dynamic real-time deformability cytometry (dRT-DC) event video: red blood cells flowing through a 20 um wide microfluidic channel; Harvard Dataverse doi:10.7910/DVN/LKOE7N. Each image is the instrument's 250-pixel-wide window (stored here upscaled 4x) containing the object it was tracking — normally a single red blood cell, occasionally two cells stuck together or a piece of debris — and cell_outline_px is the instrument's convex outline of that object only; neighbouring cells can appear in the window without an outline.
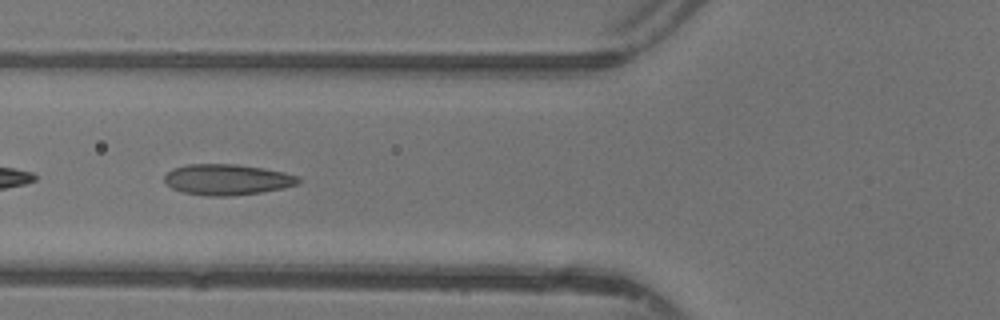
{"species": "common noctule bat (a hibernating species)", "species_latin": "Nyctalus noctula", "temperature_condition": "warm", "stored_images_in_passage": 26, "camera_frame_rate_fps": 3000, "um_per_image_px": 0.085, "animal": {"sex": "female"}, "frame": {"image": 1, "passage_image": 18, "time_ms": 5.667, "image_size_px": [1000, 320], "cell_outline_px": [[300, 184], [284, 188], [260, 192], [228, 196], [208, 196], [184, 192], [172, 188], [164, 180], [164, 176], [172, 168], [188, 164], [236, 164], [264, 168], [284, 172], [296, 176], [300, 180]], "centroid_in_image_um": [19.31, 15.26], "position_along_channel_um": 106.5, "area_um2": 23.99}}
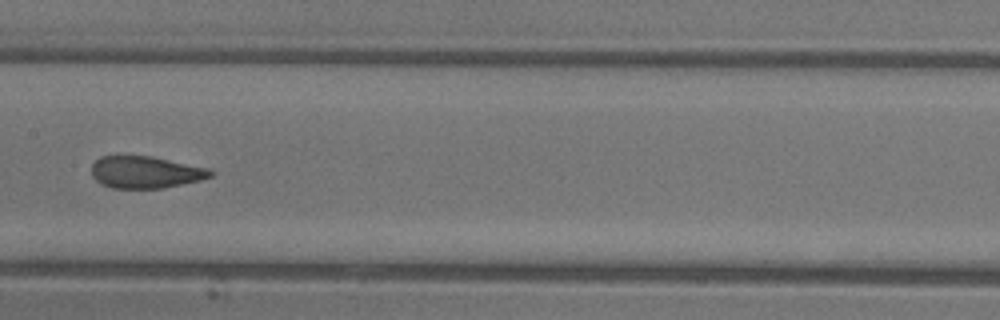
{"frame": {"image": 2, "passage_image": 24, "time_ms": 7.667, "image_size_px": [1000, 320], "cell_outline_px": [[216, 172], [212, 176], [200, 180], [164, 188], [112, 188], [100, 184], [92, 176], [92, 164], [100, 156], [152, 156], [208, 168]], "centroid_in_image_um": [12.37, 14.64], "position_along_channel_um": 195.0, "area_um2": 22.25}}